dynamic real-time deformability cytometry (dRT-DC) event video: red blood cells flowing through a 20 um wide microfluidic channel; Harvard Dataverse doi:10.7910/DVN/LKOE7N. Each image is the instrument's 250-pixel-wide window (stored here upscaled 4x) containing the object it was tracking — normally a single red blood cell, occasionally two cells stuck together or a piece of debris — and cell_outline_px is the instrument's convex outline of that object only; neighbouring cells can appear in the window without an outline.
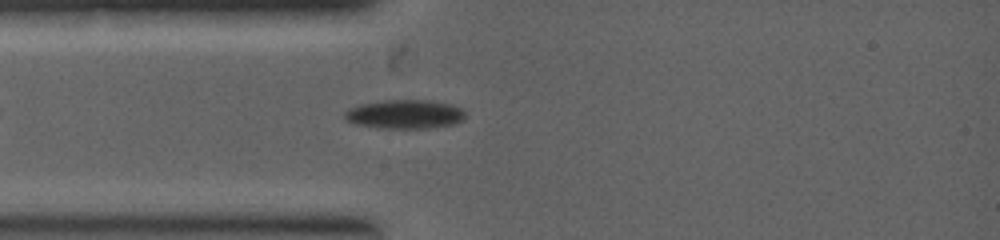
{"species": "common noctule bat (a hibernating species)", "species_latin": "Nyctalus noctula", "temperature_condition": "warm", "stored_images_in_passage": 27, "camera_frame_rate_fps": 5000, "um_per_image_px": 0.085, "animal": {"sex": "female", "body_mass_g": 19.0, "forearm_length_mm": 53.3}, "frame": {"image": 1, "passage_image": 5, "time_ms": 1.2, "image_size_px": [1000, 240], "cell_outline_px": [[464, 120], [452, 124], [428, 128], [376, 128], [352, 124], [344, 120], [344, 112], [348, 108], [360, 104], [384, 100], [432, 100], [452, 104], [460, 108], [464, 112]], "centroid_in_image_um": [34.35, 9.71], "position_along_channel_um": 50.7, "area_um2": 20.63}}
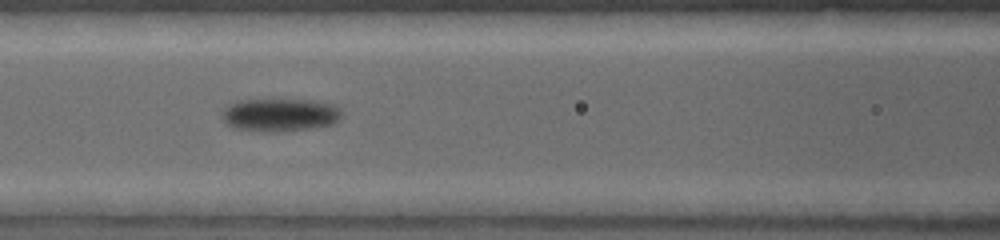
{"frame": {"image": 2, "passage_image": 10, "time_ms": 2.6, "image_size_px": [1000, 240], "cell_outline_px": [[344, 116], [340, 120], [332, 124], [308, 128], [276, 132], [272, 132], [236, 128], [228, 124], [220, 116], [224, 108], [228, 104], [236, 100], [312, 100], [332, 104], [340, 108]], "centroid_in_image_um": [23.81, 9.75], "position_along_channel_um": 142.8, "area_um2": 23.0}}
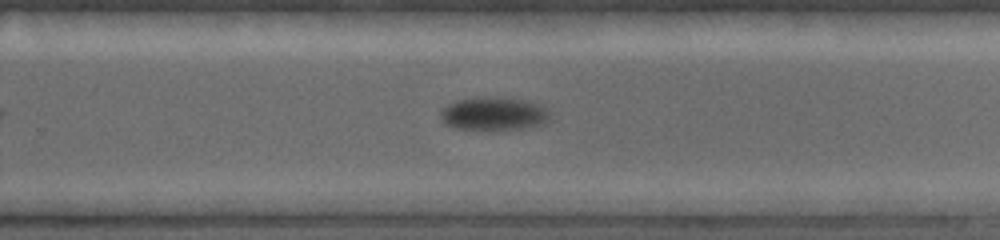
{"frame": {"image": 3, "passage_image": 23, "time_ms": 4.8, "image_size_px": [1000, 240], "cell_outline_px": [[552, 120], [544, 124], [524, 128], [452, 128], [440, 116], [440, 112], [448, 104], [456, 100], [484, 96], [524, 100], [540, 104], [548, 112]], "centroid_in_image_um": [42.0, 9.64], "position_along_channel_um": 287.8, "area_um2": 20.75}}